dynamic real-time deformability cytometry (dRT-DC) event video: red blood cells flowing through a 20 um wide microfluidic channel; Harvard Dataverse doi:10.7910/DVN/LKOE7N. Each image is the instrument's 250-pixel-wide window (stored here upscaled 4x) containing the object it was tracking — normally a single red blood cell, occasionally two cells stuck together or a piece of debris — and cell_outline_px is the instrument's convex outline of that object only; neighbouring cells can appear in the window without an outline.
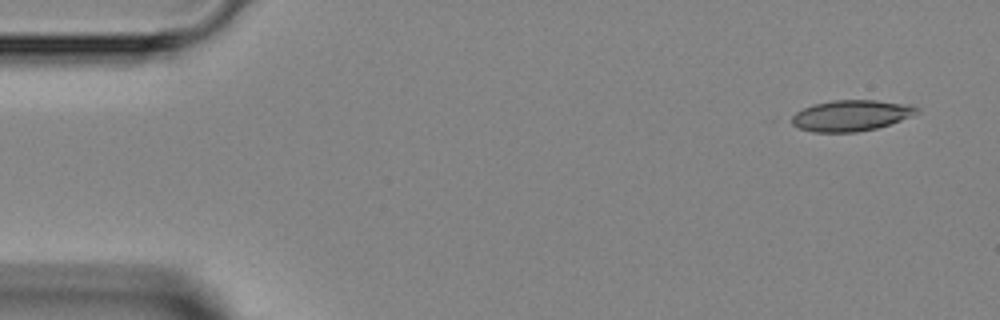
{"species": "Egyptian fruit bat (a non-hibernating species)", "species_latin": "Rousettus aegyptiacus", "temperature_condition": "room temperature", "stored_images_in_passage": 2, "camera_frame_rate_fps": 3000, "um_per_image_px": 0.085, "animal": {"sex": "female"}, "frame": {"image": 1, "passage_image": 2, "time_ms": 2.0, "image_size_px": [1000, 320], "cell_outline_px": [[920, 112], [912, 116], [876, 128], [856, 132], [812, 132], [800, 128], [784, 120], [796, 112], [812, 104], [832, 100], [876, 100], [912, 104], [920, 108]], "centroid_in_image_um": [72.31, 9.81], "position_along_channel_um": 12.7, "area_um2": 22.95}}